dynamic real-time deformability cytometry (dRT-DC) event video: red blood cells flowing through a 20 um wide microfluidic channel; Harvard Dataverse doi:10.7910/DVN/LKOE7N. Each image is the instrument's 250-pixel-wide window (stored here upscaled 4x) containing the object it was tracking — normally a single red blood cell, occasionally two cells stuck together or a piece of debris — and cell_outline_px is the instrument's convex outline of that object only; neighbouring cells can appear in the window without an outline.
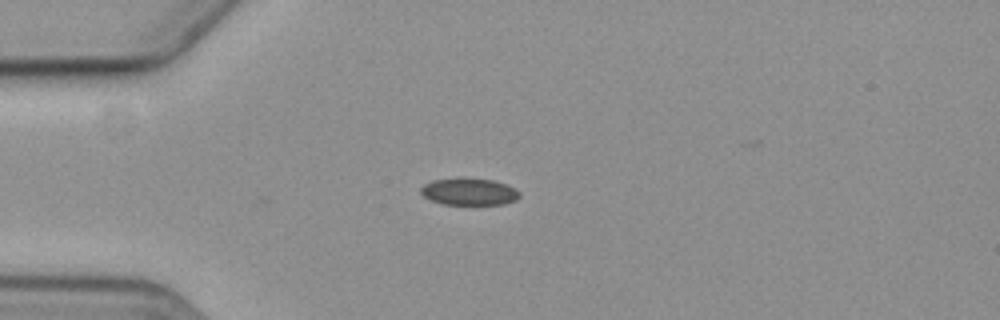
{"species": "common noctule bat (a hibernating species)", "species_latin": "Nyctalus noctula", "temperature_condition": "cold", "stored_images_in_passage": 4, "camera_frame_rate_fps": 3000, "um_per_image_px": 0.085, "animal": {"sex": "female", "body_mass_g": 19.3, "forearm_length_mm": 54.1}, "frame": {"image": 1, "passage_image": 4, "time_ms": 3.667, "image_size_px": [1000, 320], "cell_outline_px": [[520, 196], [516, 200], [504, 204], [440, 204], [424, 196], [420, 192], [420, 188], [424, 184], [432, 180], [492, 180], [504, 184], [520, 192]], "centroid_in_image_um": [39.87, 16.33], "position_along_channel_um": 45.1, "area_um2": 14.85}}